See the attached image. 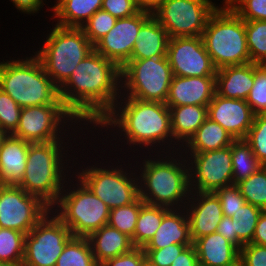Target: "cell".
<instances>
[{
	"label": "cell",
	"mask_w": 266,
	"mask_h": 266,
	"mask_svg": "<svg viewBox=\"0 0 266 266\" xmlns=\"http://www.w3.org/2000/svg\"><path fill=\"white\" fill-rule=\"evenodd\" d=\"M51 208L23 188L0 184V228L28 234Z\"/></svg>",
	"instance_id": "cell-13"
},
{
	"label": "cell",
	"mask_w": 266,
	"mask_h": 266,
	"mask_svg": "<svg viewBox=\"0 0 266 266\" xmlns=\"http://www.w3.org/2000/svg\"><path fill=\"white\" fill-rule=\"evenodd\" d=\"M169 109L173 140L183 144L190 140L208 118V106L183 105L169 107Z\"/></svg>",
	"instance_id": "cell-27"
},
{
	"label": "cell",
	"mask_w": 266,
	"mask_h": 266,
	"mask_svg": "<svg viewBox=\"0 0 266 266\" xmlns=\"http://www.w3.org/2000/svg\"><path fill=\"white\" fill-rule=\"evenodd\" d=\"M146 261L144 249L135 247L128 253L108 259L100 266H144Z\"/></svg>",
	"instance_id": "cell-47"
},
{
	"label": "cell",
	"mask_w": 266,
	"mask_h": 266,
	"mask_svg": "<svg viewBox=\"0 0 266 266\" xmlns=\"http://www.w3.org/2000/svg\"><path fill=\"white\" fill-rule=\"evenodd\" d=\"M173 76L167 56L129 60L121 68V89L126 97L165 103Z\"/></svg>",
	"instance_id": "cell-9"
},
{
	"label": "cell",
	"mask_w": 266,
	"mask_h": 266,
	"mask_svg": "<svg viewBox=\"0 0 266 266\" xmlns=\"http://www.w3.org/2000/svg\"><path fill=\"white\" fill-rule=\"evenodd\" d=\"M0 266H17V265L6 263V262H0Z\"/></svg>",
	"instance_id": "cell-55"
},
{
	"label": "cell",
	"mask_w": 266,
	"mask_h": 266,
	"mask_svg": "<svg viewBox=\"0 0 266 266\" xmlns=\"http://www.w3.org/2000/svg\"><path fill=\"white\" fill-rule=\"evenodd\" d=\"M168 210L166 207L146 203L140 208L134 236L131 239L134 247L144 248L148 244Z\"/></svg>",
	"instance_id": "cell-30"
},
{
	"label": "cell",
	"mask_w": 266,
	"mask_h": 266,
	"mask_svg": "<svg viewBox=\"0 0 266 266\" xmlns=\"http://www.w3.org/2000/svg\"><path fill=\"white\" fill-rule=\"evenodd\" d=\"M202 39L217 70L251 62L245 21L232 9L218 7L210 16Z\"/></svg>",
	"instance_id": "cell-6"
},
{
	"label": "cell",
	"mask_w": 266,
	"mask_h": 266,
	"mask_svg": "<svg viewBox=\"0 0 266 266\" xmlns=\"http://www.w3.org/2000/svg\"><path fill=\"white\" fill-rule=\"evenodd\" d=\"M8 134L0 127V147Z\"/></svg>",
	"instance_id": "cell-54"
},
{
	"label": "cell",
	"mask_w": 266,
	"mask_h": 266,
	"mask_svg": "<svg viewBox=\"0 0 266 266\" xmlns=\"http://www.w3.org/2000/svg\"><path fill=\"white\" fill-rule=\"evenodd\" d=\"M170 266H199L194 244L187 246Z\"/></svg>",
	"instance_id": "cell-49"
},
{
	"label": "cell",
	"mask_w": 266,
	"mask_h": 266,
	"mask_svg": "<svg viewBox=\"0 0 266 266\" xmlns=\"http://www.w3.org/2000/svg\"><path fill=\"white\" fill-rule=\"evenodd\" d=\"M55 266H99L87 237H72L65 245Z\"/></svg>",
	"instance_id": "cell-32"
},
{
	"label": "cell",
	"mask_w": 266,
	"mask_h": 266,
	"mask_svg": "<svg viewBox=\"0 0 266 266\" xmlns=\"http://www.w3.org/2000/svg\"><path fill=\"white\" fill-rule=\"evenodd\" d=\"M51 212L54 211L48 212L25 236L22 266H55L73 237L71 230Z\"/></svg>",
	"instance_id": "cell-11"
},
{
	"label": "cell",
	"mask_w": 266,
	"mask_h": 266,
	"mask_svg": "<svg viewBox=\"0 0 266 266\" xmlns=\"http://www.w3.org/2000/svg\"><path fill=\"white\" fill-rule=\"evenodd\" d=\"M121 95V107L114 106L97 125L101 127L108 126L118 127L124 132L127 144L144 145L154 147L155 144L163 146L165 140H169L170 144L173 140L171 130V113L169 107L165 103L142 101L136 98L124 97ZM122 104H124L122 106ZM118 109V110H116ZM170 137V138H169ZM171 140V141H170ZM164 142V144H163Z\"/></svg>",
	"instance_id": "cell-2"
},
{
	"label": "cell",
	"mask_w": 266,
	"mask_h": 266,
	"mask_svg": "<svg viewBox=\"0 0 266 266\" xmlns=\"http://www.w3.org/2000/svg\"><path fill=\"white\" fill-rule=\"evenodd\" d=\"M103 0H57L53 6L57 25L81 28L102 7Z\"/></svg>",
	"instance_id": "cell-29"
},
{
	"label": "cell",
	"mask_w": 266,
	"mask_h": 266,
	"mask_svg": "<svg viewBox=\"0 0 266 266\" xmlns=\"http://www.w3.org/2000/svg\"><path fill=\"white\" fill-rule=\"evenodd\" d=\"M251 243L266 246V210L262 211L258 218Z\"/></svg>",
	"instance_id": "cell-50"
},
{
	"label": "cell",
	"mask_w": 266,
	"mask_h": 266,
	"mask_svg": "<svg viewBox=\"0 0 266 266\" xmlns=\"http://www.w3.org/2000/svg\"><path fill=\"white\" fill-rule=\"evenodd\" d=\"M117 18L100 9L81 27L89 41L95 45L115 25Z\"/></svg>",
	"instance_id": "cell-38"
},
{
	"label": "cell",
	"mask_w": 266,
	"mask_h": 266,
	"mask_svg": "<svg viewBox=\"0 0 266 266\" xmlns=\"http://www.w3.org/2000/svg\"><path fill=\"white\" fill-rule=\"evenodd\" d=\"M30 142L8 135L0 147V184L18 186L25 174Z\"/></svg>",
	"instance_id": "cell-22"
},
{
	"label": "cell",
	"mask_w": 266,
	"mask_h": 266,
	"mask_svg": "<svg viewBox=\"0 0 266 266\" xmlns=\"http://www.w3.org/2000/svg\"><path fill=\"white\" fill-rule=\"evenodd\" d=\"M254 117L255 114L246 100L224 98L215 93L208 104V118L217 122L235 140L245 139Z\"/></svg>",
	"instance_id": "cell-18"
},
{
	"label": "cell",
	"mask_w": 266,
	"mask_h": 266,
	"mask_svg": "<svg viewBox=\"0 0 266 266\" xmlns=\"http://www.w3.org/2000/svg\"><path fill=\"white\" fill-rule=\"evenodd\" d=\"M21 107L2 89H0V127L12 135L20 119Z\"/></svg>",
	"instance_id": "cell-41"
},
{
	"label": "cell",
	"mask_w": 266,
	"mask_h": 266,
	"mask_svg": "<svg viewBox=\"0 0 266 266\" xmlns=\"http://www.w3.org/2000/svg\"><path fill=\"white\" fill-rule=\"evenodd\" d=\"M78 181L80 184H77L76 189H66L69 192L62 190L55 204L57 206L53 208H59L55 209L56 216L71 230L74 237H88L108 224L110 209L81 180Z\"/></svg>",
	"instance_id": "cell-8"
},
{
	"label": "cell",
	"mask_w": 266,
	"mask_h": 266,
	"mask_svg": "<svg viewBox=\"0 0 266 266\" xmlns=\"http://www.w3.org/2000/svg\"><path fill=\"white\" fill-rule=\"evenodd\" d=\"M144 266H152L151 264H149L147 261H146V263H145V265Z\"/></svg>",
	"instance_id": "cell-56"
},
{
	"label": "cell",
	"mask_w": 266,
	"mask_h": 266,
	"mask_svg": "<svg viewBox=\"0 0 266 266\" xmlns=\"http://www.w3.org/2000/svg\"><path fill=\"white\" fill-rule=\"evenodd\" d=\"M259 162L266 166V114H258L244 139Z\"/></svg>",
	"instance_id": "cell-39"
},
{
	"label": "cell",
	"mask_w": 266,
	"mask_h": 266,
	"mask_svg": "<svg viewBox=\"0 0 266 266\" xmlns=\"http://www.w3.org/2000/svg\"><path fill=\"white\" fill-rule=\"evenodd\" d=\"M189 155L192 158L187 159L191 192H215L233 185L231 146Z\"/></svg>",
	"instance_id": "cell-15"
},
{
	"label": "cell",
	"mask_w": 266,
	"mask_h": 266,
	"mask_svg": "<svg viewBox=\"0 0 266 266\" xmlns=\"http://www.w3.org/2000/svg\"><path fill=\"white\" fill-rule=\"evenodd\" d=\"M214 193L220 199L223 216L226 217H231L246 203L236 184L217 189Z\"/></svg>",
	"instance_id": "cell-42"
},
{
	"label": "cell",
	"mask_w": 266,
	"mask_h": 266,
	"mask_svg": "<svg viewBox=\"0 0 266 266\" xmlns=\"http://www.w3.org/2000/svg\"><path fill=\"white\" fill-rule=\"evenodd\" d=\"M101 9L117 19L131 17L142 10L137 0H103Z\"/></svg>",
	"instance_id": "cell-45"
},
{
	"label": "cell",
	"mask_w": 266,
	"mask_h": 266,
	"mask_svg": "<svg viewBox=\"0 0 266 266\" xmlns=\"http://www.w3.org/2000/svg\"><path fill=\"white\" fill-rule=\"evenodd\" d=\"M215 5L211 0H164L152 15L169 38L202 36Z\"/></svg>",
	"instance_id": "cell-10"
},
{
	"label": "cell",
	"mask_w": 266,
	"mask_h": 266,
	"mask_svg": "<svg viewBox=\"0 0 266 266\" xmlns=\"http://www.w3.org/2000/svg\"><path fill=\"white\" fill-rule=\"evenodd\" d=\"M194 193L191 192L190 195L193 196H190L191 198L189 197V199H192L193 202L188 200V204L185 206L186 208L182 209V211L185 210L187 213L190 225V234L193 242L198 238L216 232L218 224L223 217L220 199L214 192ZM194 196H197V198Z\"/></svg>",
	"instance_id": "cell-19"
},
{
	"label": "cell",
	"mask_w": 266,
	"mask_h": 266,
	"mask_svg": "<svg viewBox=\"0 0 266 266\" xmlns=\"http://www.w3.org/2000/svg\"><path fill=\"white\" fill-rule=\"evenodd\" d=\"M154 159L143 160V168L141 167L142 172L139 176V178L142 177L139 179L141 185L139 197L146 204L169 209H175V207L184 209L187 204L185 200H189L191 194L187 160L185 157L181 161L173 157L170 159L169 156L165 159L163 157L160 159L159 156L156 161Z\"/></svg>",
	"instance_id": "cell-3"
},
{
	"label": "cell",
	"mask_w": 266,
	"mask_h": 266,
	"mask_svg": "<svg viewBox=\"0 0 266 266\" xmlns=\"http://www.w3.org/2000/svg\"><path fill=\"white\" fill-rule=\"evenodd\" d=\"M144 204L145 202L138 197L131 204L111 209L108 224L132 239L140 208Z\"/></svg>",
	"instance_id": "cell-34"
},
{
	"label": "cell",
	"mask_w": 266,
	"mask_h": 266,
	"mask_svg": "<svg viewBox=\"0 0 266 266\" xmlns=\"http://www.w3.org/2000/svg\"><path fill=\"white\" fill-rule=\"evenodd\" d=\"M168 41L166 29L151 15L140 27L130 60L164 57Z\"/></svg>",
	"instance_id": "cell-25"
},
{
	"label": "cell",
	"mask_w": 266,
	"mask_h": 266,
	"mask_svg": "<svg viewBox=\"0 0 266 266\" xmlns=\"http://www.w3.org/2000/svg\"><path fill=\"white\" fill-rule=\"evenodd\" d=\"M245 30L251 62L266 64V21H245Z\"/></svg>",
	"instance_id": "cell-35"
},
{
	"label": "cell",
	"mask_w": 266,
	"mask_h": 266,
	"mask_svg": "<svg viewBox=\"0 0 266 266\" xmlns=\"http://www.w3.org/2000/svg\"><path fill=\"white\" fill-rule=\"evenodd\" d=\"M93 50L94 45L82 28L56 24L48 34L44 46L35 56L52 81L60 88L77 65Z\"/></svg>",
	"instance_id": "cell-7"
},
{
	"label": "cell",
	"mask_w": 266,
	"mask_h": 266,
	"mask_svg": "<svg viewBox=\"0 0 266 266\" xmlns=\"http://www.w3.org/2000/svg\"><path fill=\"white\" fill-rule=\"evenodd\" d=\"M87 239L99 266L108 259L128 253L135 248L129 236L109 224L91 233Z\"/></svg>",
	"instance_id": "cell-26"
},
{
	"label": "cell",
	"mask_w": 266,
	"mask_h": 266,
	"mask_svg": "<svg viewBox=\"0 0 266 266\" xmlns=\"http://www.w3.org/2000/svg\"><path fill=\"white\" fill-rule=\"evenodd\" d=\"M225 1V5L223 3V7L231 9L239 0H223Z\"/></svg>",
	"instance_id": "cell-53"
},
{
	"label": "cell",
	"mask_w": 266,
	"mask_h": 266,
	"mask_svg": "<svg viewBox=\"0 0 266 266\" xmlns=\"http://www.w3.org/2000/svg\"><path fill=\"white\" fill-rule=\"evenodd\" d=\"M234 266H243L240 262H238L236 265Z\"/></svg>",
	"instance_id": "cell-57"
},
{
	"label": "cell",
	"mask_w": 266,
	"mask_h": 266,
	"mask_svg": "<svg viewBox=\"0 0 266 266\" xmlns=\"http://www.w3.org/2000/svg\"><path fill=\"white\" fill-rule=\"evenodd\" d=\"M117 168L102 169L93 165L76 175L110 210L131 204L139 197V178L135 173L133 176L123 171L122 167Z\"/></svg>",
	"instance_id": "cell-12"
},
{
	"label": "cell",
	"mask_w": 266,
	"mask_h": 266,
	"mask_svg": "<svg viewBox=\"0 0 266 266\" xmlns=\"http://www.w3.org/2000/svg\"><path fill=\"white\" fill-rule=\"evenodd\" d=\"M255 64L252 62L223 67L216 72V94L230 99L246 100L254 84Z\"/></svg>",
	"instance_id": "cell-21"
},
{
	"label": "cell",
	"mask_w": 266,
	"mask_h": 266,
	"mask_svg": "<svg viewBox=\"0 0 266 266\" xmlns=\"http://www.w3.org/2000/svg\"><path fill=\"white\" fill-rule=\"evenodd\" d=\"M239 262L243 266H266V246L245 244L240 249Z\"/></svg>",
	"instance_id": "cell-46"
},
{
	"label": "cell",
	"mask_w": 266,
	"mask_h": 266,
	"mask_svg": "<svg viewBox=\"0 0 266 266\" xmlns=\"http://www.w3.org/2000/svg\"><path fill=\"white\" fill-rule=\"evenodd\" d=\"M231 9L244 21H266V0H239Z\"/></svg>",
	"instance_id": "cell-43"
},
{
	"label": "cell",
	"mask_w": 266,
	"mask_h": 266,
	"mask_svg": "<svg viewBox=\"0 0 266 266\" xmlns=\"http://www.w3.org/2000/svg\"><path fill=\"white\" fill-rule=\"evenodd\" d=\"M166 56L173 75L216 76L217 69L206 51L202 36L169 38Z\"/></svg>",
	"instance_id": "cell-16"
},
{
	"label": "cell",
	"mask_w": 266,
	"mask_h": 266,
	"mask_svg": "<svg viewBox=\"0 0 266 266\" xmlns=\"http://www.w3.org/2000/svg\"><path fill=\"white\" fill-rule=\"evenodd\" d=\"M235 139L217 122L207 118L198 128L195 134L185 144L183 151L186 149L190 153H203L211 150H219L228 146Z\"/></svg>",
	"instance_id": "cell-28"
},
{
	"label": "cell",
	"mask_w": 266,
	"mask_h": 266,
	"mask_svg": "<svg viewBox=\"0 0 266 266\" xmlns=\"http://www.w3.org/2000/svg\"><path fill=\"white\" fill-rule=\"evenodd\" d=\"M190 245L172 244L162 249H144L147 262L152 266H170L181 252Z\"/></svg>",
	"instance_id": "cell-44"
},
{
	"label": "cell",
	"mask_w": 266,
	"mask_h": 266,
	"mask_svg": "<svg viewBox=\"0 0 266 266\" xmlns=\"http://www.w3.org/2000/svg\"><path fill=\"white\" fill-rule=\"evenodd\" d=\"M236 185L240 188L246 203L266 210V166Z\"/></svg>",
	"instance_id": "cell-36"
},
{
	"label": "cell",
	"mask_w": 266,
	"mask_h": 266,
	"mask_svg": "<svg viewBox=\"0 0 266 266\" xmlns=\"http://www.w3.org/2000/svg\"><path fill=\"white\" fill-rule=\"evenodd\" d=\"M199 266H234L240 250L220 233L214 232L193 242Z\"/></svg>",
	"instance_id": "cell-23"
},
{
	"label": "cell",
	"mask_w": 266,
	"mask_h": 266,
	"mask_svg": "<svg viewBox=\"0 0 266 266\" xmlns=\"http://www.w3.org/2000/svg\"><path fill=\"white\" fill-rule=\"evenodd\" d=\"M0 89L21 108L63 104L59 87L35 55L26 60H3L0 63Z\"/></svg>",
	"instance_id": "cell-4"
},
{
	"label": "cell",
	"mask_w": 266,
	"mask_h": 266,
	"mask_svg": "<svg viewBox=\"0 0 266 266\" xmlns=\"http://www.w3.org/2000/svg\"><path fill=\"white\" fill-rule=\"evenodd\" d=\"M231 156L233 184L248 178L263 167L244 139H237L231 144Z\"/></svg>",
	"instance_id": "cell-31"
},
{
	"label": "cell",
	"mask_w": 266,
	"mask_h": 266,
	"mask_svg": "<svg viewBox=\"0 0 266 266\" xmlns=\"http://www.w3.org/2000/svg\"><path fill=\"white\" fill-rule=\"evenodd\" d=\"M216 93L215 76L183 77L174 75L165 104L208 106Z\"/></svg>",
	"instance_id": "cell-20"
},
{
	"label": "cell",
	"mask_w": 266,
	"mask_h": 266,
	"mask_svg": "<svg viewBox=\"0 0 266 266\" xmlns=\"http://www.w3.org/2000/svg\"><path fill=\"white\" fill-rule=\"evenodd\" d=\"M216 232L220 233L224 238L230 241L238 248V236L236 233V220L231 217L223 216Z\"/></svg>",
	"instance_id": "cell-48"
},
{
	"label": "cell",
	"mask_w": 266,
	"mask_h": 266,
	"mask_svg": "<svg viewBox=\"0 0 266 266\" xmlns=\"http://www.w3.org/2000/svg\"><path fill=\"white\" fill-rule=\"evenodd\" d=\"M246 102L255 115L266 114V64H255L254 84Z\"/></svg>",
	"instance_id": "cell-40"
},
{
	"label": "cell",
	"mask_w": 266,
	"mask_h": 266,
	"mask_svg": "<svg viewBox=\"0 0 266 266\" xmlns=\"http://www.w3.org/2000/svg\"><path fill=\"white\" fill-rule=\"evenodd\" d=\"M262 209L245 203L240 209L231 216L236 220V233L238 236V249L240 250L245 244L252 242L255 227Z\"/></svg>",
	"instance_id": "cell-37"
},
{
	"label": "cell",
	"mask_w": 266,
	"mask_h": 266,
	"mask_svg": "<svg viewBox=\"0 0 266 266\" xmlns=\"http://www.w3.org/2000/svg\"><path fill=\"white\" fill-rule=\"evenodd\" d=\"M74 119L77 121L64 104L24 107L20 112L19 125L12 135L30 143L62 141L58 134L62 130L61 123Z\"/></svg>",
	"instance_id": "cell-14"
},
{
	"label": "cell",
	"mask_w": 266,
	"mask_h": 266,
	"mask_svg": "<svg viewBox=\"0 0 266 266\" xmlns=\"http://www.w3.org/2000/svg\"><path fill=\"white\" fill-rule=\"evenodd\" d=\"M62 144V141L30 143L25 174L18 185L28 194L40 198L52 211L65 187V182H67L63 166L65 163L63 154L66 153H62L64 149Z\"/></svg>",
	"instance_id": "cell-5"
},
{
	"label": "cell",
	"mask_w": 266,
	"mask_h": 266,
	"mask_svg": "<svg viewBox=\"0 0 266 266\" xmlns=\"http://www.w3.org/2000/svg\"><path fill=\"white\" fill-rule=\"evenodd\" d=\"M120 79L121 68L94 49L59 88L60 99L77 120L96 127L116 104L120 105Z\"/></svg>",
	"instance_id": "cell-1"
},
{
	"label": "cell",
	"mask_w": 266,
	"mask_h": 266,
	"mask_svg": "<svg viewBox=\"0 0 266 266\" xmlns=\"http://www.w3.org/2000/svg\"><path fill=\"white\" fill-rule=\"evenodd\" d=\"M26 234L0 228V262L22 266Z\"/></svg>",
	"instance_id": "cell-33"
},
{
	"label": "cell",
	"mask_w": 266,
	"mask_h": 266,
	"mask_svg": "<svg viewBox=\"0 0 266 266\" xmlns=\"http://www.w3.org/2000/svg\"><path fill=\"white\" fill-rule=\"evenodd\" d=\"M14 6L24 13H37L43 7V0H11ZM42 6V7H41Z\"/></svg>",
	"instance_id": "cell-51"
},
{
	"label": "cell",
	"mask_w": 266,
	"mask_h": 266,
	"mask_svg": "<svg viewBox=\"0 0 266 266\" xmlns=\"http://www.w3.org/2000/svg\"><path fill=\"white\" fill-rule=\"evenodd\" d=\"M164 0H137L142 10L153 12Z\"/></svg>",
	"instance_id": "cell-52"
},
{
	"label": "cell",
	"mask_w": 266,
	"mask_h": 266,
	"mask_svg": "<svg viewBox=\"0 0 266 266\" xmlns=\"http://www.w3.org/2000/svg\"><path fill=\"white\" fill-rule=\"evenodd\" d=\"M151 15L152 12L141 10L131 17L117 19L114 27L94 45V49L122 68L131 58L141 25Z\"/></svg>",
	"instance_id": "cell-17"
},
{
	"label": "cell",
	"mask_w": 266,
	"mask_h": 266,
	"mask_svg": "<svg viewBox=\"0 0 266 266\" xmlns=\"http://www.w3.org/2000/svg\"><path fill=\"white\" fill-rule=\"evenodd\" d=\"M179 211V208L169 209L164 214L159 228L143 249H162L172 244H193L187 213Z\"/></svg>",
	"instance_id": "cell-24"
}]
</instances>
